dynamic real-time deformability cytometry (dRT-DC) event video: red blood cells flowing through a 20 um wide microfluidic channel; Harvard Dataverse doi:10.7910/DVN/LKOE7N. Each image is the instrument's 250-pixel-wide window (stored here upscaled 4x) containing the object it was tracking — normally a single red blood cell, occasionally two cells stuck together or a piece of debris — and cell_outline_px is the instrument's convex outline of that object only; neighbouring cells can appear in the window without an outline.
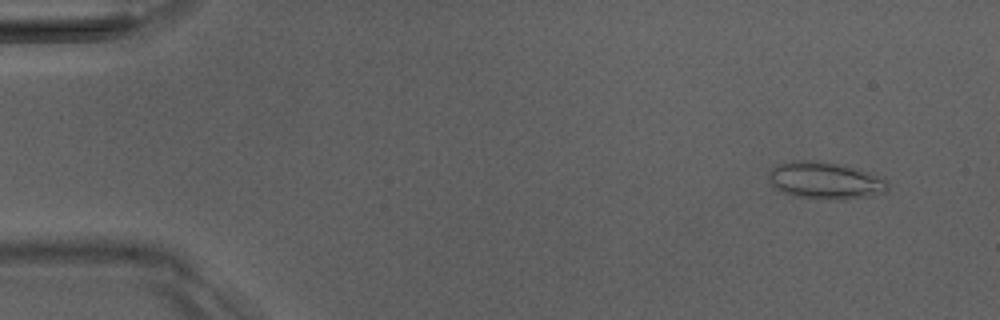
{"species": "Egyptian fruit bat (a non-hibernating species)", "species_latin": "Rousettus aegyptiacus", "temperature_condition": "room temperature", "stored_images_in_passage": 6, "camera_frame_rate_fps": 3000, "um_per_image_px": 0.085, "animal": {"sex": "male"}, "frame": {"image": 1, "passage_image": 1, "time_ms": 0.0, "image_size_px": [1000, 320], "cell_outline_px": [[888, 192], [868, 196], [844, 200], [828, 200], [792, 196], [776, 188], [768, 180], [768, 168], [780, 164], [796, 160], [816, 160], [856, 168], [868, 172], [888, 180]], "centroid_in_image_um": [70.14, 15.36], "position_along_channel_um": 14.9, "area_um2": 26.01}}